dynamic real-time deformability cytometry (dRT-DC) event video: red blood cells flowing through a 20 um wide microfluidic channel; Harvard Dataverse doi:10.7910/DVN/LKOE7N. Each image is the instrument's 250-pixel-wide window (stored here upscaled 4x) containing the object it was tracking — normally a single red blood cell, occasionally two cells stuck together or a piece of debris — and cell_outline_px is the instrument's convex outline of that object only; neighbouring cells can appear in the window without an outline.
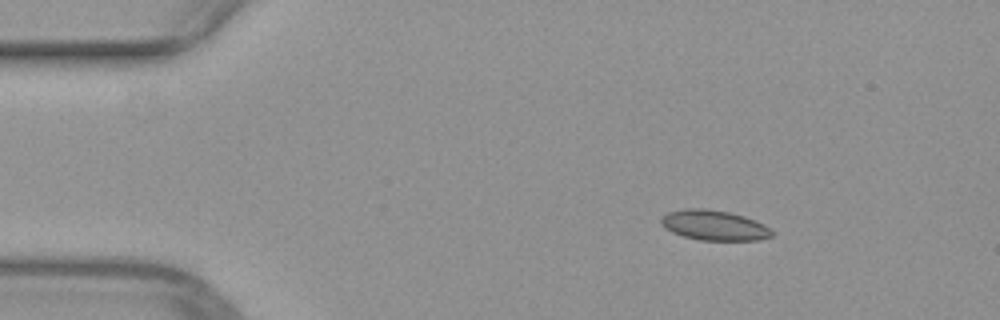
{"species": "common noctule bat (a hibernating species)", "species_latin": "Nyctalus noctula", "temperature_condition": "warm", "stored_images_in_passage": 44, "camera_frame_rate_fps": 3000, "um_per_image_px": 0.085, "animal": {"sex": "female", "body_mass_g": 29.2, "forearm_length_mm": 56.3}, "frame": {"image": 1, "passage_image": 1, "time_ms": 0.0, "image_size_px": [1000, 320], "cell_outline_px": [[772, 236], [756, 240], [700, 240], [684, 236], [672, 232], [664, 228], [660, 224], [660, 216], [668, 212], [684, 208], [704, 208], [728, 212], [744, 216], [764, 224], [772, 232]], "centroid_in_image_um": [60.63, 19.14], "position_along_channel_um": 24.4, "area_um2": 19.42}}
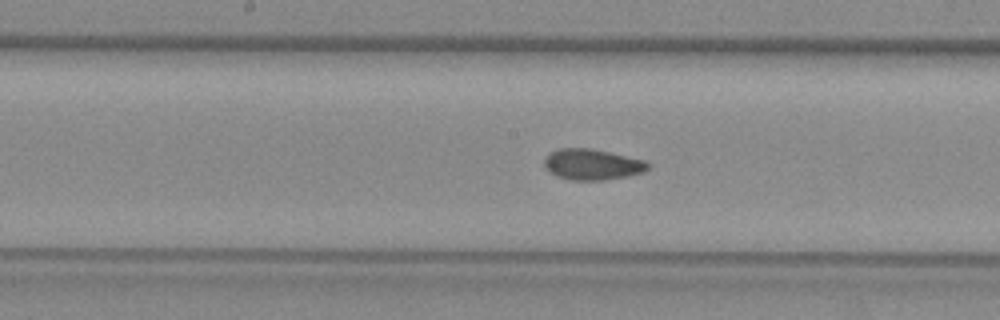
{"frame": {"image": 2, "passage_image": 19, "time_ms": 6.0, "image_size_px": [1000, 320], "cell_outline_px": [[652, 164], [644, 172], [628, 176], [604, 180], [568, 180], [556, 176], [548, 172], [544, 168], [544, 156], [548, 152], [560, 148], [592, 148], [644, 160]], "centroid_in_image_um": [50.29, 13.98], "position_along_channel_um": 197.9, "area_um2": 19.02}}
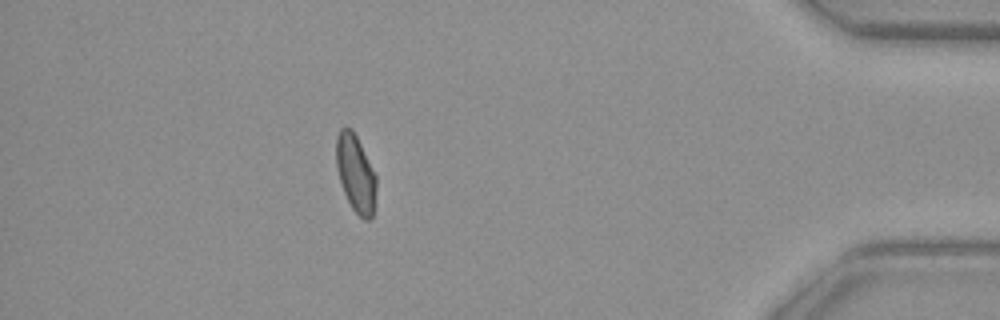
{"frame": {"image": 3, "passage_image": 38, "time_ms": 12.333, "image_size_px": [1000, 320], "cell_outline_px": [[376, 188], [372, 216], [368, 220], [364, 220], [352, 208], [344, 192], [336, 168], [336, 136], [340, 128], [352, 128], [376, 176]], "centroid_in_image_um": [30.21, 14.73], "position_along_channel_um": 405.0, "area_um2": 17.74}}